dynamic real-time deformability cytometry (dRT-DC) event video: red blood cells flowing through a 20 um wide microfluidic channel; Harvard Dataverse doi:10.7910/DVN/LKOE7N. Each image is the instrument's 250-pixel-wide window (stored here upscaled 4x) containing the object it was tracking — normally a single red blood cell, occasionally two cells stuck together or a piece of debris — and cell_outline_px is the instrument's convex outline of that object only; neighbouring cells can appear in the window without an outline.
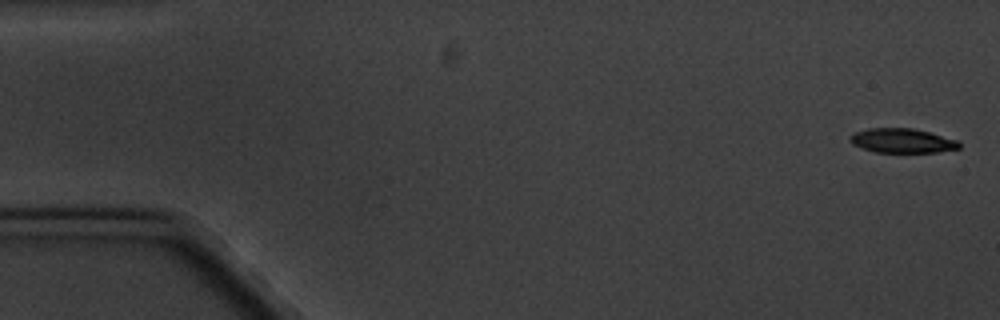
{"species": "common noctule bat (a hibernating species)", "species_latin": "Nyctalus noctula", "temperature_condition": "cold", "stored_images_in_passage": 2, "camera_frame_rate_fps": 3000, "um_per_image_px": 0.085, "animal": {"sex": "male", "body_mass_g": 20.1, "forearm_length_mm": 53.5}, "frame": {"image": 1, "passage_image": 1, "time_ms": 0.0, "image_size_px": [1000, 320], "cell_outline_px": [[960, 148], [936, 152], [876, 152], [852, 144], [848, 140], [848, 136], [852, 132], [868, 128], [912, 128], [928, 132], [956, 140], [960, 144]], "centroid_in_image_um": [76.61, 11.95], "position_along_channel_um": 8.4, "area_um2": 15.43}}